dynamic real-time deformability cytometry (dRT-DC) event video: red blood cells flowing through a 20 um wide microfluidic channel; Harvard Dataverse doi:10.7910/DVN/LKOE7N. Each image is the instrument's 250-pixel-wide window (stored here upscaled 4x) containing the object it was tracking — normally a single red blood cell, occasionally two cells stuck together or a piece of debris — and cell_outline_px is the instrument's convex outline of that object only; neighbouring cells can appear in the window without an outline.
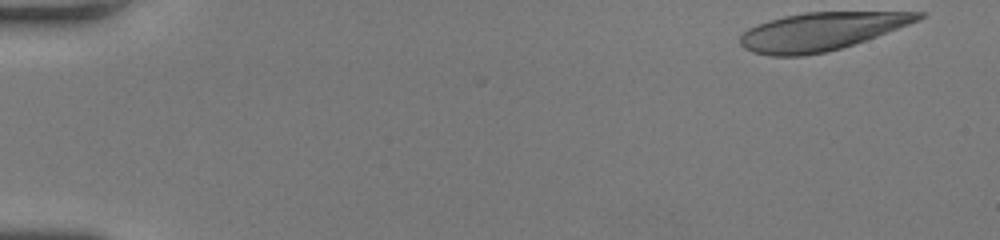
{"species": "human", "species_latin": "Homo sapiens", "temperature_condition": "room temperature", "stored_images_in_passage": 47, "camera_frame_rate_fps": 3000, "um_per_image_px": 0.085, "donor": {"sex": "female"}, "frame": {"image": 1, "passage_image": 1, "time_ms": 0.0, "image_size_px": [1000, 240], "cell_outline_px": [[924, 16], [920, 20], [876, 36], [840, 48], [824, 52], [804, 56], [768, 56], [752, 52], [744, 48], [740, 44], [740, 36], [748, 28], [756, 24], [768, 20], [784, 16], [804, 12], [924, 12]], "centroid_in_image_um": [69.74, 2.67], "position_along_channel_um": 15.3, "area_um2": 39.19}}
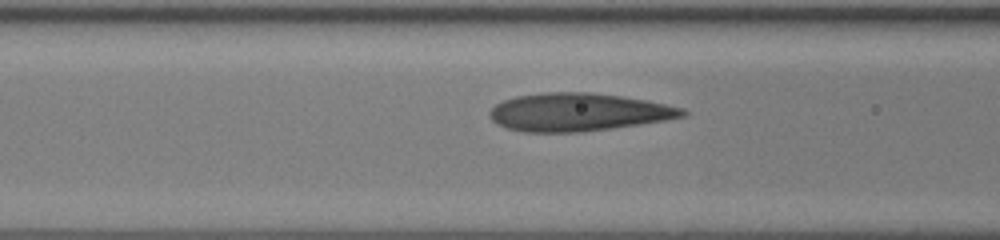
{"frame": {"image": 2, "passage_image": 19, "time_ms": 6.0, "image_size_px": [1000, 240], "cell_outline_px": [[688, 116], [640, 124], [612, 128], [580, 132], [520, 132], [496, 124], [488, 116], [488, 112], [496, 104], [504, 100], [516, 96], [544, 92], [592, 92], [620, 96], [644, 100], [684, 108], [688, 112]], "centroid_in_image_um": [49.13, 9.53], "position_along_channel_um": 117.5, "area_um2": 42.71}}
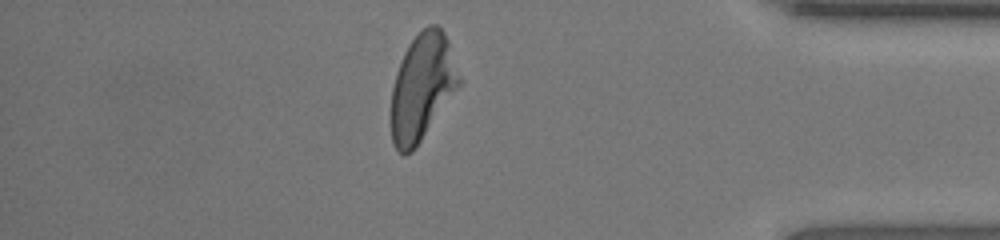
{"frame": {"image": 3, "passage_image": 41, "time_ms": 13.333, "image_size_px": [1000, 240], "cell_outline_px": [[460, 84], [416, 148], [412, 152], [404, 156], [396, 148], [392, 140], [392, 88], [396, 72], [404, 52], [408, 44], [428, 24], [436, 24], [444, 32], [448, 40], [460, 80]], "centroid_in_image_um": [35.87, 7.41], "position_along_channel_um": 399.3, "area_um2": 41.62}, "authors_computed_cell_mechanics": {"area_um2": 41.9628, "velocity_mm_per_s": 4.2326, "shape_relaxation_time_tau1_ms": 6.5433, "shape_relaxation_time_tau2_ms": 0.9019, "deformation_change_tau1": 0.2167, "deformation_change_tau2": 0.0825}}